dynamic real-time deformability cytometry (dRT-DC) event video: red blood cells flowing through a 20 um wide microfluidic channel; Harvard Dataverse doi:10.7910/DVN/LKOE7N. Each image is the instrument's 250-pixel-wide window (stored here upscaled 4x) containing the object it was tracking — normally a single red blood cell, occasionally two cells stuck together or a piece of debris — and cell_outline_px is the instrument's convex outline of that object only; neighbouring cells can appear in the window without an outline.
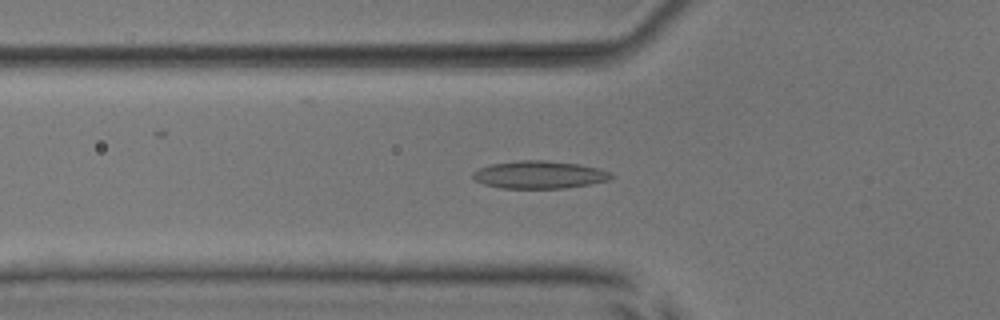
{"species": "common noctule bat (a hibernating species)", "species_latin": "Nyctalus noctula", "temperature_condition": "room temperature", "stored_images_in_passage": 52, "camera_frame_rate_fps": 3000, "um_per_image_px": 0.085, "animal": {"sex": "male", "body_mass_g": 17.9, "forearm_length_mm": 54.2}, "frame": {"image": 1, "passage_image": 19, "time_ms": 6.0, "image_size_px": [1000, 320], "cell_outline_px": [[616, 176], [608, 180], [588, 184], [564, 188], [500, 188], [484, 184], [476, 180], [472, 176], [472, 172], [480, 168], [492, 164], [520, 160], [548, 160], [580, 164], [600, 168]], "centroid_in_image_um": [45.86, 14.84], "position_along_channel_um": 79.9, "area_um2": 22.25}}
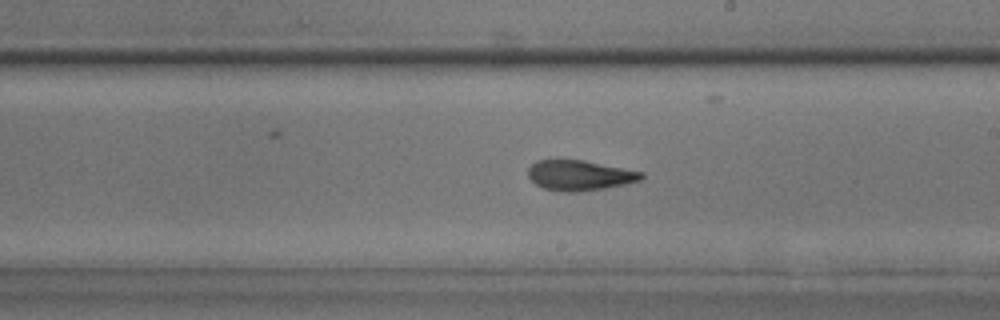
{"frame": {"image": 2, "passage_image": 31, "time_ms": 10.0, "image_size_px": [1000, 320], "cell_outline_px": [[644, 176], [640, 180], [624, 184], [604, 188], [576, 192], [568, 192], [544, 188], [536, 184], [528, 176], [528, 168], [536, 160], [584, 160], [644, 172]], "centroid_in_image_um": [49.27, 14.89], "position_along_channel_um": 239.7, "area_um2": 19.77}}
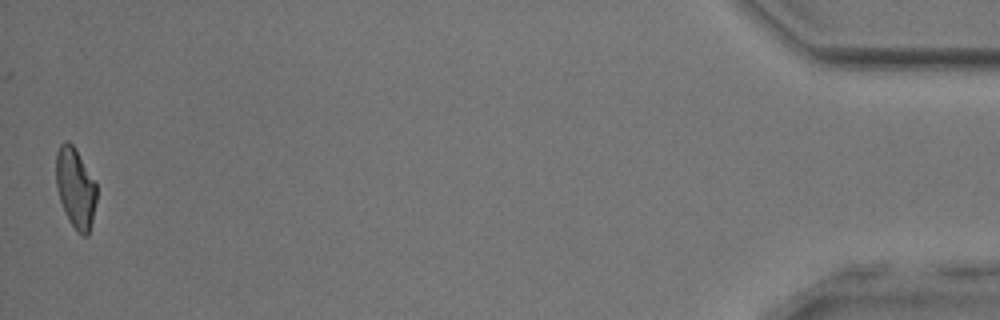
{"frame": {"image": 3, "passage_image": 52, "time_ms": 17.0, "image_size_px": [1000, 320], "cell_outline_px": [[96, 200], [92, 220], [88, 236], [84, 236], [76, 232], [68, 220], [60, 200], [56, 188], [56, 152], [60, 144], [64, 140], [68, 140], [76, 148], [96, 184]], "centroid_in_image_um": [6.4, 15.97], "position_along_channel_um": 428.8, "area_um2": 19.07}, "authors_computed_cell_mechanics": {"area_um2": 20.3167, "velocity_mm_per_s": 4.009, "shape_relaxation_time_tau1_ms": null, "shape_relaxation_time_tau2_ms": 2.2917, "deformation_change_tau1": null, "deformation_change_tau2": 0.0985}}